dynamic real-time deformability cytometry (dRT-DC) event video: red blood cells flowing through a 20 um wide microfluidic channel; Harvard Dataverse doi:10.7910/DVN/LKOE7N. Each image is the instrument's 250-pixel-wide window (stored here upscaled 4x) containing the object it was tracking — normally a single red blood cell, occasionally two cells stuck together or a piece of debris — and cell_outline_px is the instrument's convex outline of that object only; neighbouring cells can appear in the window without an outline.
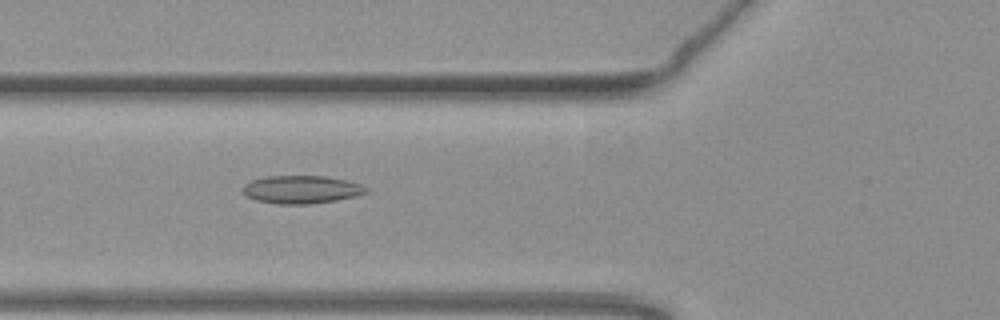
{"species": "common noctule bat (a hibernating species)", "species_latin": "Nyctalus noctula", "temperature_condition": "warm", "stored_images_in_passage": 39, "camera_frame_rate_fps": 3000, "um_per_image_px": 0.085, "animal": {"sex": "female", "body_mass_g": 19.3, "forearm_length_mm": 54.1}, "frame": {"image": 1, "passage_image": 8, "time_ms": 2.333, "image_size_px": [1000, 320], "cell_outline_px": [[368, 192], [356, 196], [336, 200], [308, 204], [276, 204], [256, 200], [248, 196], [244, 192], [244, 184], [252, 180], [268, 176], [324, 176], [344, 180], [360, 184], [368, 188]], "centroid_in_image_um": [25.63, 16.11], "position_along_channel_um": 100.2, "area_um2": 19.88}}
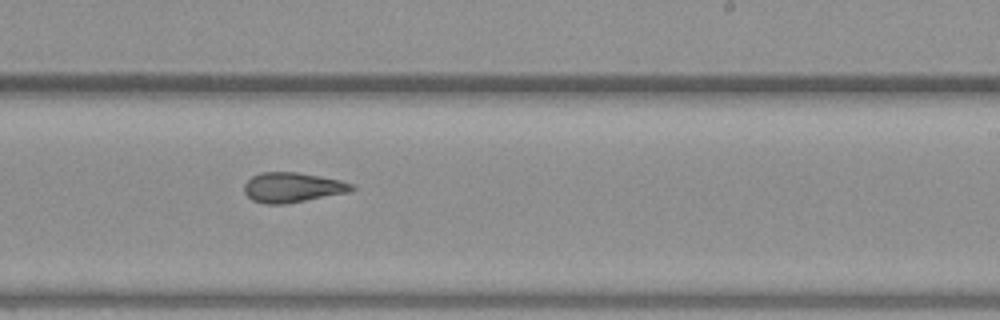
{"frame": {"image": 2, "passage_image": 21, "time_ms": 6.667, "image_size_px": [1000, 320], "cell_outline_px": [[356, 188], [348, 192], [284, 204], [264, 204], [252, 200], [244, 192], [244, 184], [252, 176], [260, 172], [296, 172], [320, 176], [340, 180], [352, 184]], "centroid_in_image_um": [24.82, 15.93], "position_along_channel_um": 264.2, "area_um2": 18.61}}
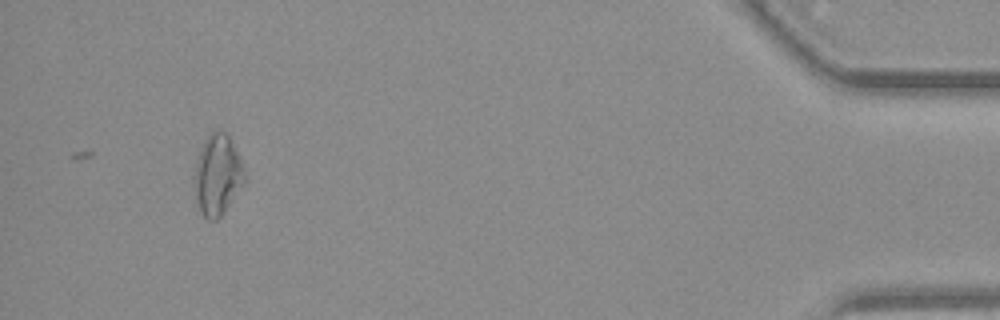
{"frame": {"image": 3, "passage_image": 39, "time_ms": 12.667, "image_size_px": [1000, 320], "cell_outline_px": [[244, 184], [224, 212], [216, 220], [208, 220], [196, 212], [192, 176], [196, 160], [208, 136], [216, 128], [224, 132], [228, 136], [244, 168]], "centroid_in_image_um": [18.42, 14.96], "position_along_channel_um": 416.8, "area_um2": 23.87}, "authors_computed_cell_mechanics": {"area_um2": 18.7272, "velocity_mm_per_s": 3.7816, "shape_relaxation_time_tau1_ms": null, "shape_relaxation_time_tau2_ms": 3.4585, "deformation_change_tau1": null, "deformation_change_tau2": 0.1261}}